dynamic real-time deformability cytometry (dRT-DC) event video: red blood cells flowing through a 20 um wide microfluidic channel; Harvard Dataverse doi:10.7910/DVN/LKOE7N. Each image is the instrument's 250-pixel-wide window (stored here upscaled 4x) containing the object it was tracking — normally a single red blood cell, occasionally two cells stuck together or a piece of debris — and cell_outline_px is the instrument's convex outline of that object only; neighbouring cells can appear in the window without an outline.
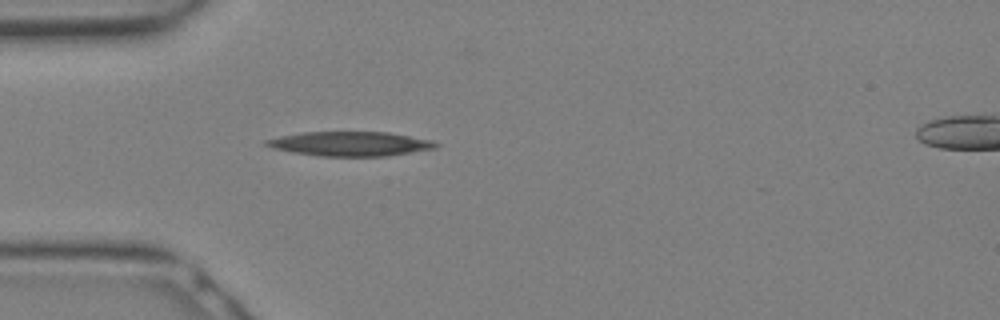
{"species": "Egyptian fruit bat (a non-hibernating species)", "species_latin": "Rousettus aegyptiacus", "temperature_condition": "warm", "stored_images_in_passage": 3, "camera_frame_rate_fps": 3000, "um_per_image_px": 0.085, "animal": {"sex": "female"}, "frame": {"image": 1, "passage_image": 1, "time_ms": 0.0, "image_size_px": [1000, 320], "cell_outline_px": [[440, 144], [436, 148], [388, 156], [320, 156], [292, 152], [272, 148], [264, 144], [264, 140], [280, 136], [300, 132], [388, 132], [432, 140]], "centroid_in_image_um": [29.76, 12.22], "position_along_channel_um": 55.2, "area_um2": 24.16}}
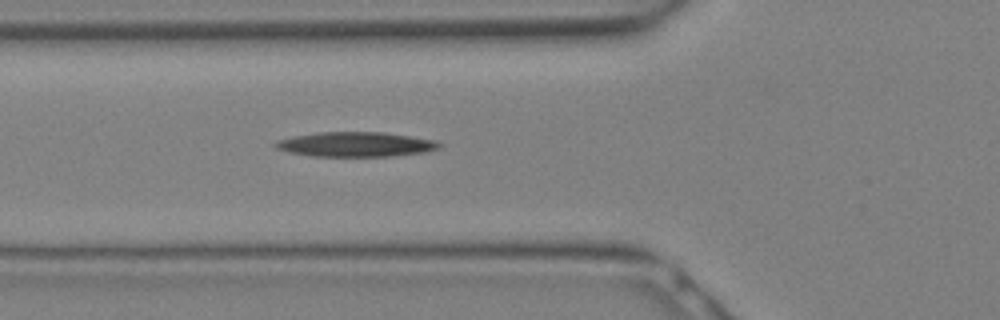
{"frame": {"image": 2, "passage_image": 3, "time_ms": 0.667, "image_size_px": [1000, 320], "cell_outline_px": [[444, 144], [440, 148], [428, 152], [392, 156], [312, 156], [288, 152], [276, 148], [272, 144], [276, 140], [292, 136], [320, 132], [384, 132], [436, 140]], "centroid_in_image_um": [30.26, 12.27], "position_along_channel_um": 95.5, "area_um2": 23.87}}